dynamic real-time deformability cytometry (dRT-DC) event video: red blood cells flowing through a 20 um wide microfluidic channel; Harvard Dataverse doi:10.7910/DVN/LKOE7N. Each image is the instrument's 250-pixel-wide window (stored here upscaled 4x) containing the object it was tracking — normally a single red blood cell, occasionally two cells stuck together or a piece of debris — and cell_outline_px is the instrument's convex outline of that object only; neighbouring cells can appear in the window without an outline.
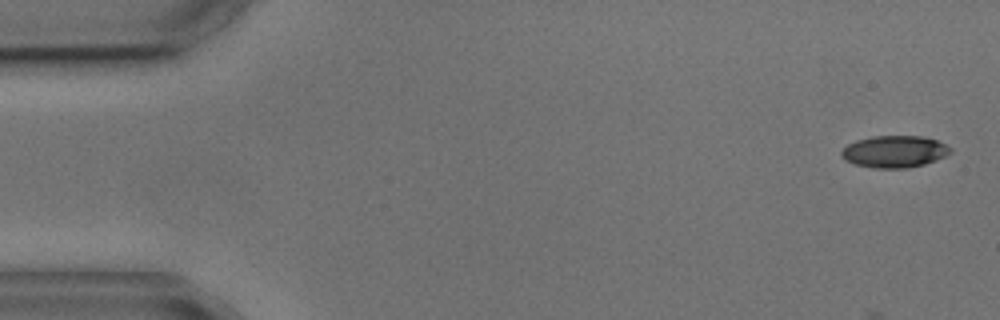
{"species": "common noctule bat (a hibernating species)", "species_latin": "Nyctalus noctula", "temperature_condition": "cold", "stored_images_in_passage": 5, "camera_frame_rate_fps": 3000, "um_per_image_px": 0.085, "animal": {"sex": "male", "body_mass_g": 17.9, "forearm_length_mm": 54.2}, "frame": {"image": 1, "passage_image": 1, "time_ms": 0.0, "image_size_px": [1000, 320], "cell_outline_px": [[952, 152], [936, 160], [924, 164], [908, 168], [872, 168], [856, 164], [844, 160], [840, 156], [840, 152], [848, 144], [856, 140], [872, 136], [920, 136], [936, 140], [952, 148]], "centroid_in_image_um": [76.01, 12.89], "position_along_channel_um": 9.0, "area_um2": 20.29}}
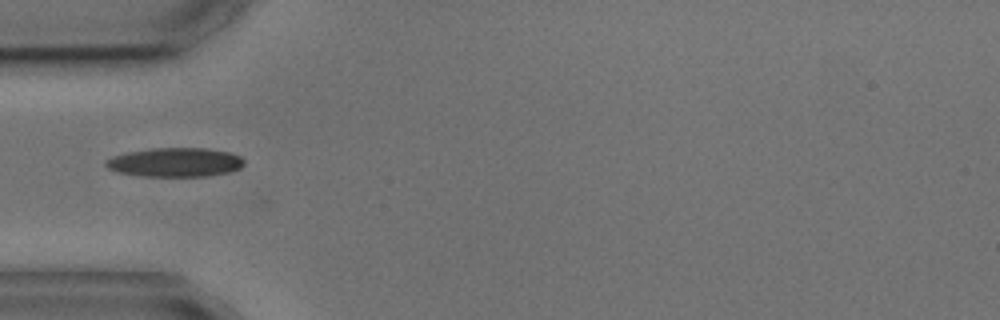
{"frame": {"image": 2, "passage_image": 5, "time_ms": 5.0, "image_size_px": [1000, 320], "cell_outline_px": [[244, 164], [240, 168], [228, 172], [204, 176], [144, 176], [116, 172], [108, 168], [104, 164], [104, 160], [112, 156], [128, 152], [152, 148], [204, 148], [228, 152], [240, 156], [244, 160]], "centroid_in_image_um": [14.85, 13.79], "position_along_channel_um": 70.2, "area_um2": 23.35}}